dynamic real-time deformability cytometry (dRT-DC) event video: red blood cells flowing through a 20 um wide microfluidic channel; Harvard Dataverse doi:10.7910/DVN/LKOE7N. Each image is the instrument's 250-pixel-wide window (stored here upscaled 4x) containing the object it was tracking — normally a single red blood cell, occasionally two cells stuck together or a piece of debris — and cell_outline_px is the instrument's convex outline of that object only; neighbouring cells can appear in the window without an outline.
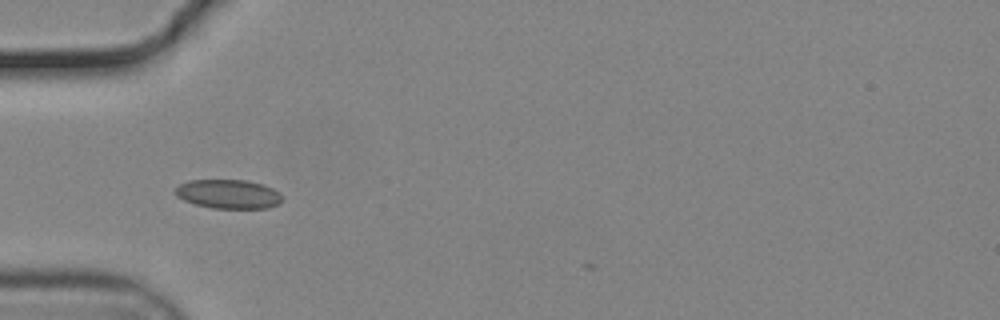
{"species": "common noctule bat (a hibernating species)", "species_latin": "Nyctalus noctula", "temperature_condition": "cold", "stored_images_in_passage": 24, "camera_frame_rate_fps": 3000, "um_per_image_px": 0.085, "animal": {"sex": "male", "body_mass_g": 19.2, "forearm_length_mm": 51.8}, "frame": {"image": 1, "passage_image": 1, "time_ms": 0.0, "image_size_px": [1000, 320], "cell_outline_px": [[280, 204], [268, 208], [212, 208], [196, 204], [184, 200], [176, 196], [172, 192], [180, 184], [188, 180], [244, 180], [264, 184], [272, 188], [280, 196]], "centroid_in_image_um": [19.37, 16.49], "position_along_channel_um": 65.6, "area_um2": 18.03}}
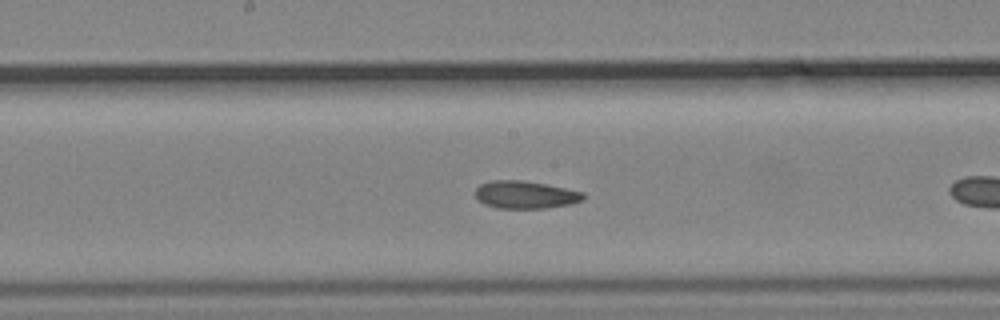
{"frame": {"image": 2, "passage_image": 9, "time_ms": 2.667, "image_size_px": [1000, 320], "cell_outline_px": [[584, 200], [572, 204], [544, 208], [496, 208], [484, 204], [476, 196], [476, 188], [480, 184], [492, 180], [524, 180], [584, 192]], "centroid_in_image_um": [44.66, 16.55], "position_along_channel_um": 203.5, "area_um2": 17.34}}
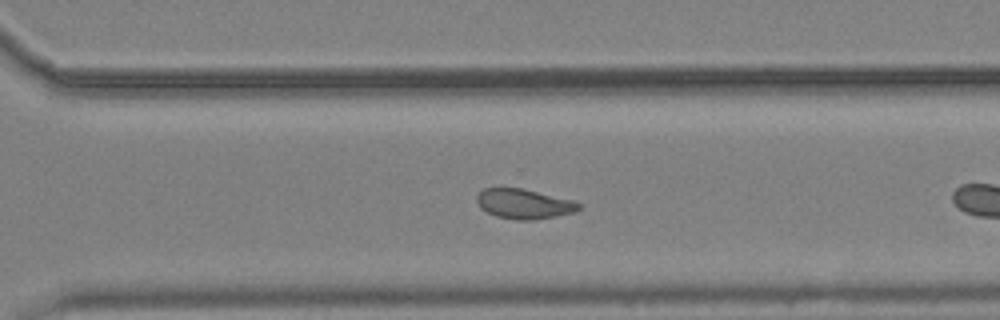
{"frame": {"image": 3, "passage_image": 19, "time_ms": 6.0, "image_size_px": [1000, 320], "cell_outline_px": [[580, 208], [572, 212], [556, 216], [532, 220], [516, 220], [496, 216], [480, 208], [476, 200], [476, 196], [484, 188], [520, 188], [572, 200], [580, 204]], "centroid_in_image_um": [44.49, 17.33], "position_along_channel_um": 326.1, "area_um2": 17.46}}